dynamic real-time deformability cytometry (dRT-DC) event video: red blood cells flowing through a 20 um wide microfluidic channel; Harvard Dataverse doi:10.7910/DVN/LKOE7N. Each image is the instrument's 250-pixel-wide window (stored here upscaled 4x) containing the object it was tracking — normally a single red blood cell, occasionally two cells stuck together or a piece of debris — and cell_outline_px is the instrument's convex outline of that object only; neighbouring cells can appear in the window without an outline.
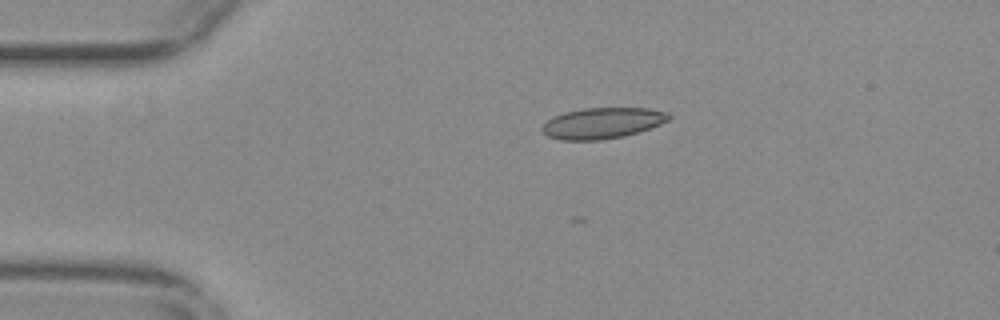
{"species": "common noctule bat (a hibernating species)", "species_latin": "Nyctalus noctula", "temperature_condition": "warm", "stored_images_in_passage": 45, "camera_frame_rate_fps": 3000, "um_per_image_px": 0.085, "animal": {"sex": "female", "body_mass_g": 29.2, "forearm_length_mm": 56.3}, "frame": {"image": 1, "passage_image": 2, "time_ms": 0.333, "image_size_px": [1000, 320], "cell_outline_px": [[672, 116], [668, 120], [660, 124], [640, 132], [624, 136], [600, 140], [560, 140], [548, 136], [540, 128], [548, 120], [564, 112], [584, 108], [648, 108], [668, 112]], "centroid_in_image_um": [51.23, 10.46], "position_along_channel_um": 33.8, "area_um2": 22.83}}
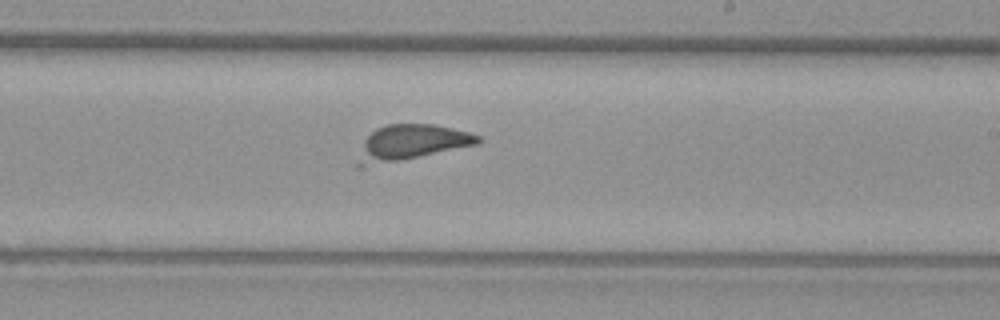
{"frame": {"image": 2, "passage_image": 23, "time_ms": 7.333, "image_size_px": [1000, 320], "cell_outline_px": [[484, 140], [480, 144], [364, 168], [356, 168], [356, 164], [364, 140], [376, 128], [388, 124], [432, 124], [452, 128], [468, 132], [480, 136]], "centroid_in_image_um": [34.95, 12.14], "position_along_channel_um": 254.0, "area_um2": 24.97}}
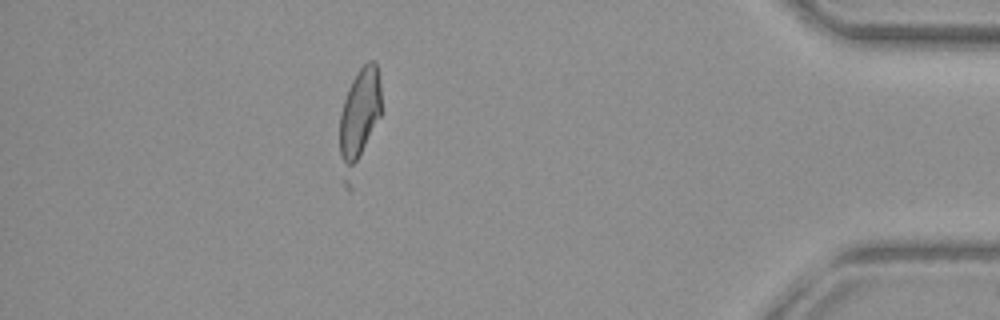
{"frame": {"image": 3, "passage_image": 39, "time_ms": 12.667, "image_size_px": [1000, 320], "cell_outline_px": [[380, 116], [356, 160], [352, 164], [348, 164], [340, 156], [340, 112], [348, 88], [356, 72], [368, 60], [376, 60], [380, 80]], "centroid_in_image_um": [30.58, 9.45], "position_along_channel_um": 404.6, "area_um2": 20.98}}